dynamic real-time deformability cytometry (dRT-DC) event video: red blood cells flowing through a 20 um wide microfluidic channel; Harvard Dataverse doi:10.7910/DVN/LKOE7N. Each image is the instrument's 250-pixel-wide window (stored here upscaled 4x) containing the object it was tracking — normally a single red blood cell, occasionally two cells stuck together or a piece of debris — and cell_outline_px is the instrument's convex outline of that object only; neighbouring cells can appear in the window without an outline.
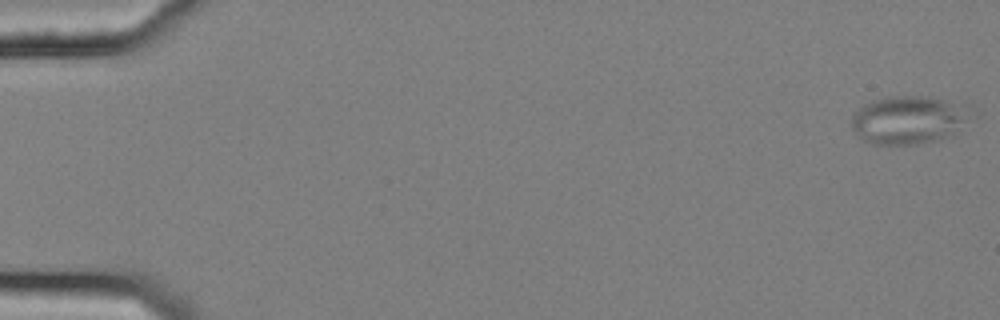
{"species": "common noctule bat (a hibernating species)", "species_latin": "Nyctalus noctula", "temperature_condition": "cold", "stored_images_in_passage": 56, "camera_frame_rate_fps": 3000, "um_per_image_px": 0.085, "animal": {"sex": "female", "body_mass_g": 25.1}, "frame": {"image": 1, "passage_image": 1, "time_ms": 0.0, "image_size_px": [1000, 320], "cell_outline_px": [[976, 116], [952, 136], [940, 140], [916, 144], [872, 144], [860, 140], [852, 128], [852, 116], [864, 104], [872, 100], [884, 96], [924, 96], [972, 104]], "centroid_in_image_um": [77.36, 10.18], "position_along_channel_um": 7.6, "area_um2": 34.74}}
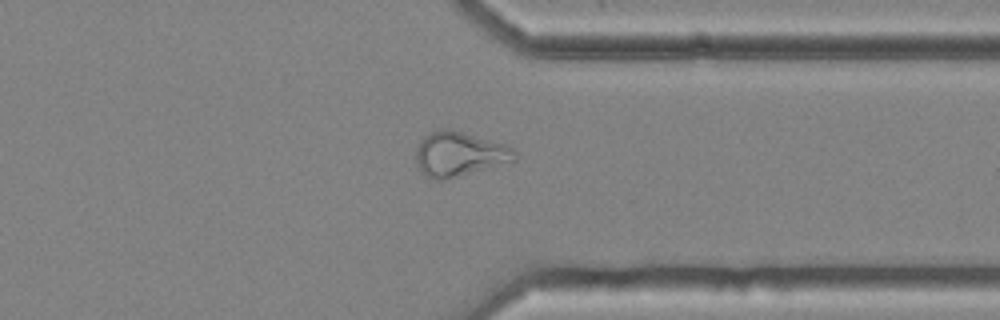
{"frame": {"image": 2, "passage_image": 44, "time_ms": 14.333, "image_size_px": [1000, 320], "cell_outline_px": [[516, 160], [444, 180], [432, 180], [420, 168], [416, 160], [416, 152], [420, 140], [424, 136], [440, 128], [448, 128], [504, 144], [512, 148], [516, 152]], "centroid_in_image_um": [39.03, 13.09], "position_along_channel_um": 372.4, "area_um2": 25.2}}
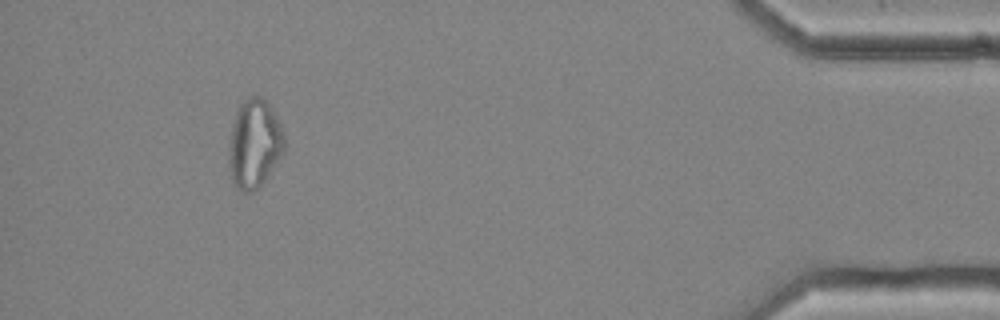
{"frame": {"image": 3, "passage_image": 52, "time_ms": 17.0, "image_size_px": [1000, 320], "cell_outline_px": [[284, 152], [264, 180], [252, 192], [244, 192], [236, 188], [232, 184], [228, 164], [228, 148], [232, 124], [236, 112], [240, 104], [244, 100], [252, 96], [260, 96], [272, 108], [284, 132]], "centroid_in_image_um": [21.59, 12.23], "position_along_channel_um": 413.6, "area_um2": 28.73}, "authors_computed_cell_mechanics": {"area_um2": 26.5591, "velocity_mm_per_s": 3.6663, "shape_relaxation_time_tau1_ms": null, "shape_relaxation_time_tau2_ms": 4.4072, "deformation_change_tau1": null, "deformation_change_tau2": 0.1144}}